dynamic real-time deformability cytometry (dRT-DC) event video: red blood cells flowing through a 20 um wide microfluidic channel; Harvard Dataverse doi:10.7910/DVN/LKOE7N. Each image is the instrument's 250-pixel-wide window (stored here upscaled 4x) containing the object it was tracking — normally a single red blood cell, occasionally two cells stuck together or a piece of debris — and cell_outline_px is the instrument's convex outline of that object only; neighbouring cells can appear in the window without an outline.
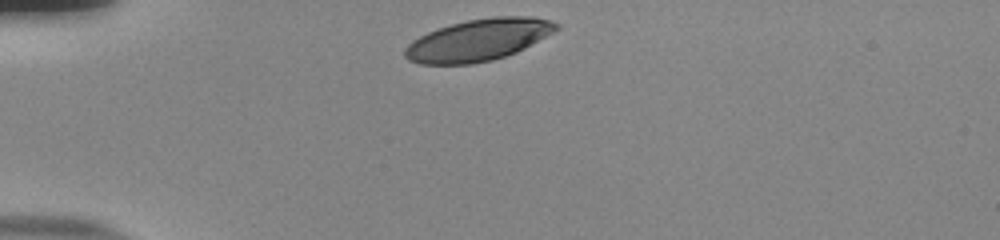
{"species": "human", "species_latin": "Homo sapiens", "temperature_condition": "room temperature", "stored_images_in_passage": 32, "camera_frame_rate_fps": 3000, "um_per_image_px": 0.085, "donor": {"sex": "male"}, "frame": {"image": 1, "passage_image": 1, "time_ms": 0.0, "image_size_px": [1000, 240], "cell_outline_px": [[560, 28], [524, 48], [516, 52], [492, 60], [472, 64], [420, 64], [408, 60], [404, 56], [404, 48], [412, 40], [428, 32], [452, 24], [468, 20], [492, 16], [532, 16], [548, 20], [560, 24]], "centroid_in_image_um": [40.65, 3.4], "position_along_channel_um": 44.4, "area_um2": 36.7}}
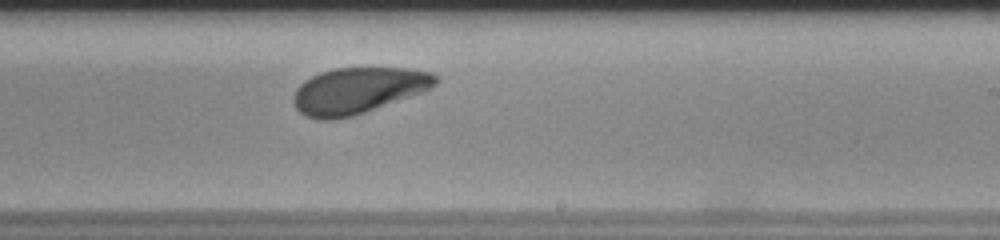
{"frame": {"image": 2, "passage_image": 21, "time_ms": 6.667, "image_size_px": [1000, 240], "cell_outline_px": [[440, 80], [436, 84], [420, 92], [364, 112], [352, 116], [328, 120], [320, 120], [308, 116], [300, 112], [296, 108], [292, 100], [296, 88], [304, 80], [320, 72], [336, 68], [408, 68], [432, 72]], "centroid_in_image_um": [30.39, 7.68], "position_along_channel_um": 258.6, "area_um2": 37.74}}
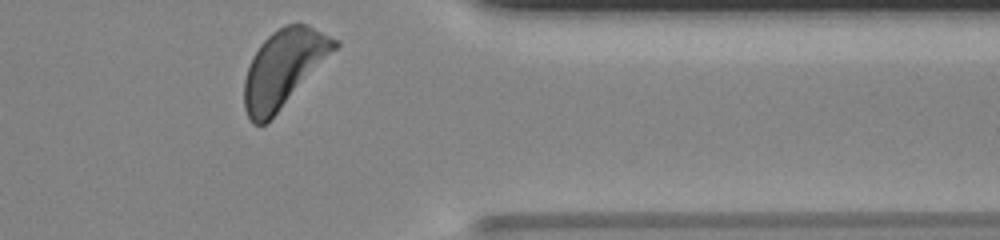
{"frame": {"image": 3, "passage_image": 32, "time_ms": 10.333, "image_size_px": [1000, 240], "cell_outline_px": [[340, 44], [276, 112], [264, 124], [252, 124], [244, 108], [244, 80], [252, 56], [260, 44], [272, 32], [284, 24], [308, 24], [340, 40]], "centroid_in_image_um": [24.09, 5.75], "position_along_channel_um": 387.3, "area_um2": 39.65}, "authors_computed_cell_mechanics": {"area_um2": 38.2636, "velocity_mm_per_s": 3.7504, "shape_relaxation_time_tau1_ms": 2.2086, "shape_relaxation_time_tau2_ms": 11.1424, "deformation_change_tau1": 0.1284, "deformation_change_tau2": 0.2056}}